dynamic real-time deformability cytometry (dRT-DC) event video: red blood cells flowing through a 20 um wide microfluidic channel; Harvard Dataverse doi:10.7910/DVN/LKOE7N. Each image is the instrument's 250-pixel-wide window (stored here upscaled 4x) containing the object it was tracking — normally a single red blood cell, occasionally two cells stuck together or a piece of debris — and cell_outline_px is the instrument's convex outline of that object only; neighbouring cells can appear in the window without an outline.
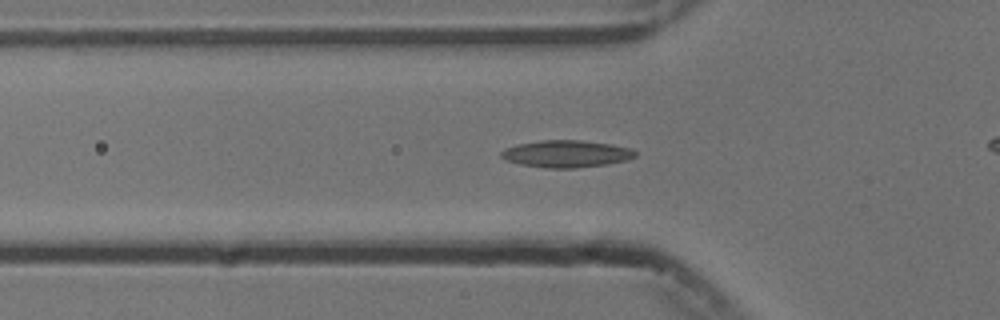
{"species": "common noctule bat (a hibernating species)", "species_latin": "Nyctalus noctula", "temperature_condition": "cold", "stored_images_in_passage": 41, "camera_frame_rate_fps": 3000, "um_per_image_px": 0.085, "animal": {"sex": "male", "body_mass_g": 13.3}, "frame": {"image": 1, "passage_image": 4, "time_ms": 1.0, "image_size_px": [1000, 320], "cell_outline_px": [[636, 156], [628, 160], [604, 164], [572, 168], [544, 168], [520, 164], [508, 160], [500, 156], [500, 152], [504, 148], [516, 144], [540, 140], [580, 140], [612, 144], [628, 148], [636, 152]], "centroid_in_image_um": [48.1, 13.06], "position_along_channel_um": 77.7, "area_um2": 21.1}}
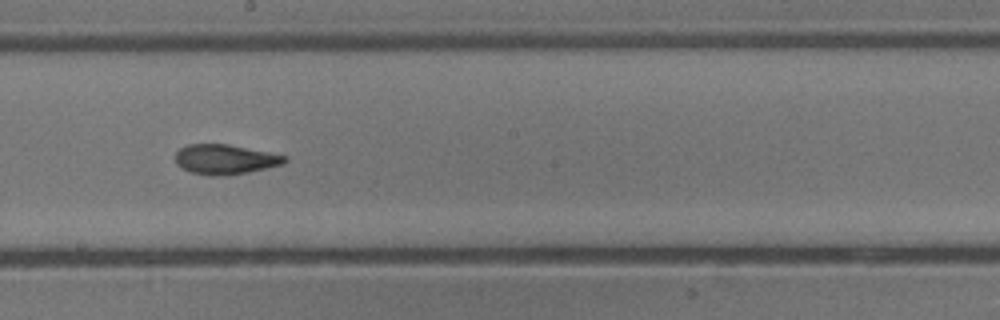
{"frame": {"image": 2, "passage_image": 16, "time_ms": 5.0, "image_size_px": [1000, 320], "cell_outline_px": [[288, 160], [284, 164], [248, 172], [228, 176], [208, 176], [192, 172], [180, 168], [176, 164], [176, 152], [180, 148], [188, 144], [228, 144], [288, 156]], "centroid_in_image_um": [19.13, 13.55], "position_along_channel_um": 229.1, "area_um2": 19.19}}
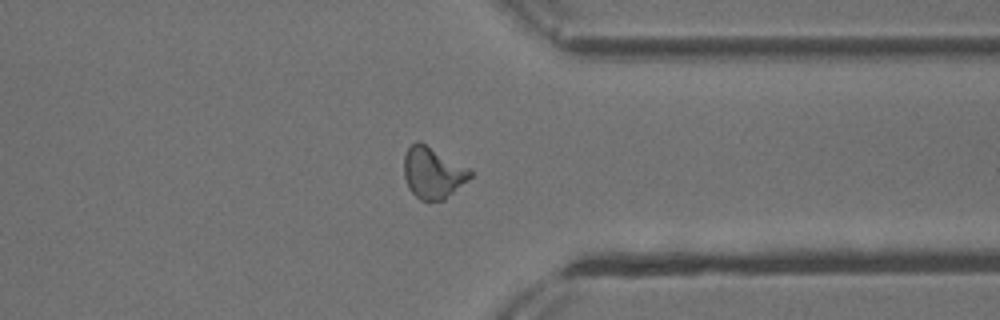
{"frame": {"image": 3, "passage_image": 28, "time_ms": 9.0, "image_size_px": [1000, 320], "cell_outline_px": [[472, 176], [468, 180], [444, 200], [420, 200], [408, 188], [404, 176], [404, 156], [408, 148], [416, 140], [420, 140], [468, 168], [472, 172]], "centroid_in_image_um": [36.77, 14.67], "position_along_channel_um": 374.6, "area_um2": 19.77}, "authors_computed_cell_mechanics": {"area_um2": 19.074, "velocity_mm_per_s": 3.7503, "shape_relaxation_time_tau1_ms": 10.6757, "shape_relaxation_time_tau2_ms": 2.8202, "deformation_change_tau1": 0.2319, "deformation_change_tau2": 0.0937}}